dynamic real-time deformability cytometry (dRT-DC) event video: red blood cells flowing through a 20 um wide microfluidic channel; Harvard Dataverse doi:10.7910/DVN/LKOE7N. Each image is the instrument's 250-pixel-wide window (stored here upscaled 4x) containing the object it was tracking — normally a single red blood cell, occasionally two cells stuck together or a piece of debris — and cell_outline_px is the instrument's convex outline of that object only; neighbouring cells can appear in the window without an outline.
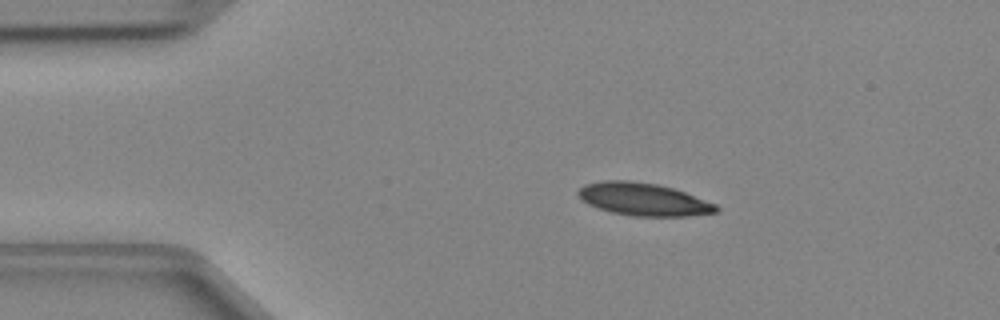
{"species": "Egyptian fruit bat (a non-hibernating species)", "species_latin": "Rousettus aegyptiacus", "temperature_condition": "cold", "stored_images_in_passage": 40, "camera_frame_rate_fps": 3000, "um_per_image_px": 0.085, "animal": {"sex": "female"}, "frame": {"image": 1, "passage_image": 1, "time_ms": 0.0, "image_size_px": [1000, 320], "cell_outline_px": [[720, 208], [716, 212], [688, 216], [632, 216], [612, 212], [588, 204], [576, 192], [584, 184], [600, 180], [628, 180], [656, 184], [672, 188], [684, 192], [716, 204]], "centroid_in_image_um": [54.68, 16.93], "position_along_channel_um": 30.3, "area_um2": 26.07}}
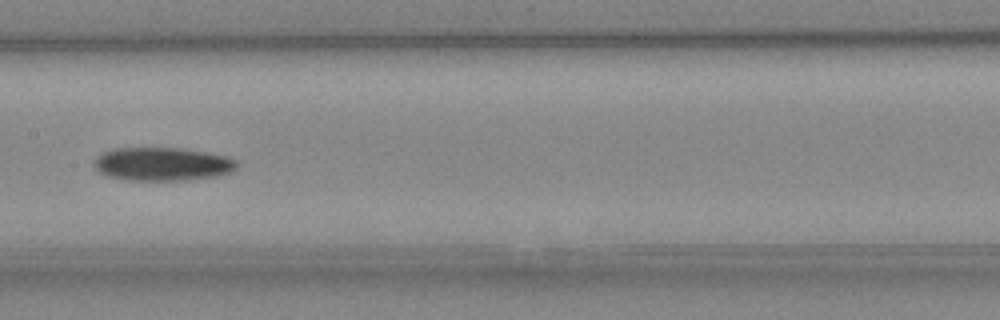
{"frame": {"image": 2, "passage_image": 16, "time_ms": 5.0, "image_size_px": [1000, 320], "cell_outline_px": [[236, 168], [232, 172], [216, 176], [188, 180], [124, 180], [108, 176], [96, 172], [92, 164], [92, 160], [100, 152], [112, 148], [180, 148], [228, 156], [236, 160]], "centroid_in_image_um": [13.71, 13.94], "position_along_channel_um": 193.7, "area_um2": 28.21}}
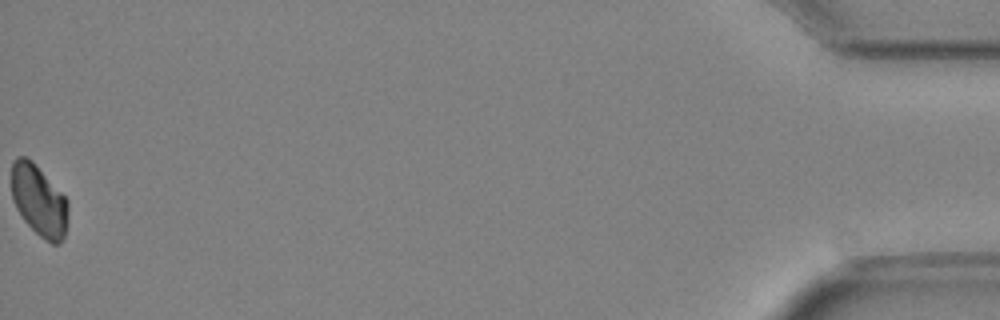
{"frame": {"image": 3, "passage_image": 40, "time_ms": 13.0, "image_size_px": [1000, 320], "cell_outline_px": [[68, 212], [64, 236], [60, 244], [52, 244], [40, 236], [24, 220], [16, 208], [12, 200], [12, 164], [16, 156], [24, 156], [32, 160], [68, 200]], "centroid_in_image_um": [3.31, 17.04], "position_along_channel_um": 431.9, "area_um2": 23.35}}